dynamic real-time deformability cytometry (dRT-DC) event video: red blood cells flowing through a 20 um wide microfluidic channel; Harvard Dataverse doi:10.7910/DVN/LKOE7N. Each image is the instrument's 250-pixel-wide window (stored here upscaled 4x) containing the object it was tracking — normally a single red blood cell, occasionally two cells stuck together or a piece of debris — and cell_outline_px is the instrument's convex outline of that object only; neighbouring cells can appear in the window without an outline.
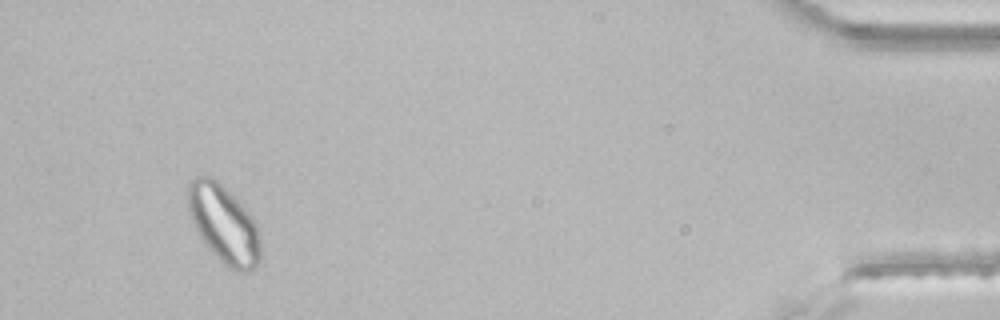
{"species": "common noctule bat (a hibernating species)", "species_latin": "Nyctalus noctula", "temperature_condition": "room temperature", "stored_images_in_passage": 39, "segment_of_instrument_passage": [2, 2], "camera_frame_rate_fps": 3000, "um_per_image_px": 0.085, "animal": {"sex": "male", "body_mass_g": 21.5, "forearm_length_mm": 52.0}, "frame": {"image": 1, "passage_image": 37, "time_ms": 12.0, "image_size_px": [1000, 320], "cell_outline_px": [[260, 260], [256, 268], [248, 272], [240, 272], [228, 268], [204, 244], [188, 212], [188, 184], [196, 176], [212, 176], [252, 216], [256, 224], [260, 236]], "centroid_in_image_um": [19.03, 19.09], "position_along_channel_um": 416.2, "area_um2": 32.71}}